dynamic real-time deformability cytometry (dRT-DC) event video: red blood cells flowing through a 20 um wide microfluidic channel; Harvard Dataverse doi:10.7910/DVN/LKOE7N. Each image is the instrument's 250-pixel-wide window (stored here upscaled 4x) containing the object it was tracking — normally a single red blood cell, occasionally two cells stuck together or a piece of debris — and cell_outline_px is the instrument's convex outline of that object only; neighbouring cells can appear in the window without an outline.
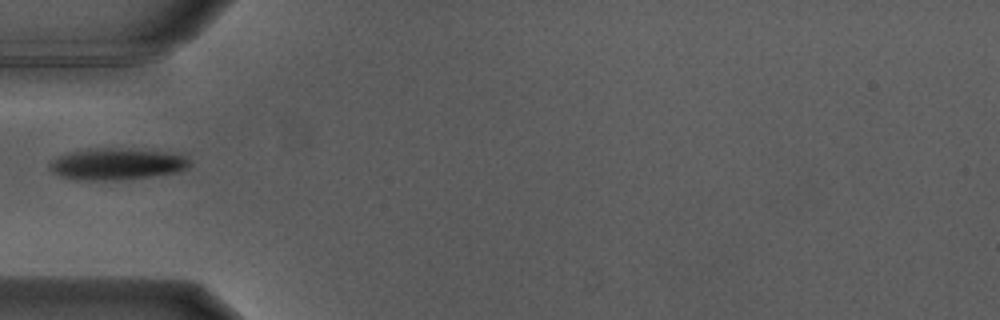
{"species": "Egyptian fruit bat (a non-hibernating species)", "species_latin": "Rousettus aegyptiacus", "temperature_condition": "warm", "stored_images_in_passage": 7, "camera_frame_rate_fps": 3000, "um_per_image_px": 0.085, "animal": {"sex": "male"}, "frame": {"image": 1, "passage_image": 1, "time_ms": 0.0, "image_size_px": [1000, 320], "cell_outline_px": [[192, 164], [176, 172], [148, 176], [112, 180], [92, 180], [60, 176], [48, 168], [52, 160], [56, 156], [68, 152], [104, 148], [108, 148], [168, 152], [184, 156]], "centroid_in_image_um": [9.89, 13.93], "position_along_channel_um": 75.1, "area_um2": 24.97}}